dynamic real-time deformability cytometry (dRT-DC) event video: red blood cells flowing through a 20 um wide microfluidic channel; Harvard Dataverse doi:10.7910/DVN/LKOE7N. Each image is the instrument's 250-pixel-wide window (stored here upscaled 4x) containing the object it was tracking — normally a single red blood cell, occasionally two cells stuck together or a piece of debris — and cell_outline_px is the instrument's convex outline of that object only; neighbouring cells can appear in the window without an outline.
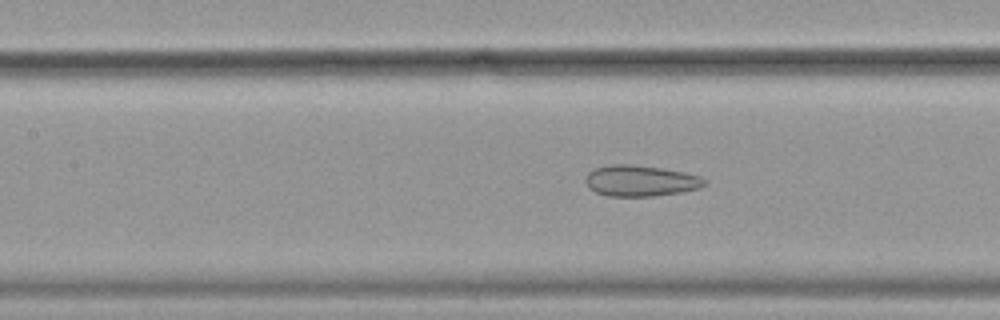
{"species": "common noctule bat (a hibernating species)", "species_latin": "Nyctalus noctula", "temperature_condition": "cold", "stored_images_in_passage": 55, "camera_frame_rate_fps": 3000, "um_per_image_px": 0.085, "animal": {"sex": "female", "body_mass_g": 19.9}, "frame": {"image": 1, "passage_image": 24, "time_ms": 7.667, "image_size_px": [1000, 320], "cell_outline_px": [[708, 184], [700, 188], [680, 192], [652, 196], [608, 196], [596, 192], [588, 188], [584, 180], [588, 172], [596, 168], [612, 164], [632, 164], [660, 168], [684, 172], [700, 176]], "centroid_in_image_um": [54.42, 15.37], "position_along_channel_um": 153.0, "area_um2": 21.5}}
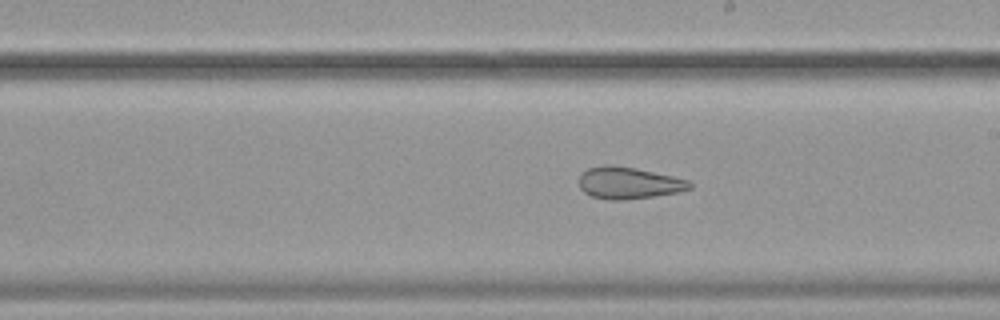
{"frame": {"image": 2, "passage_image": 31, "time_ms": 10.0, "image_size_px": [1000, 320], "cell_outline_px": [[692, 188], [680, 192], [624, 200], [612, 200], [592, 196], [584, 192], [580, 188], [580, 176], [588, 168], [604, 164], [612, 164], [636, 168], [672, 176], [688, 180], [692, 184]], "centroid_in_image_um": [53.44, 15.54], "position_along_channel_um": 235.6, "area_um2": 20.46}}
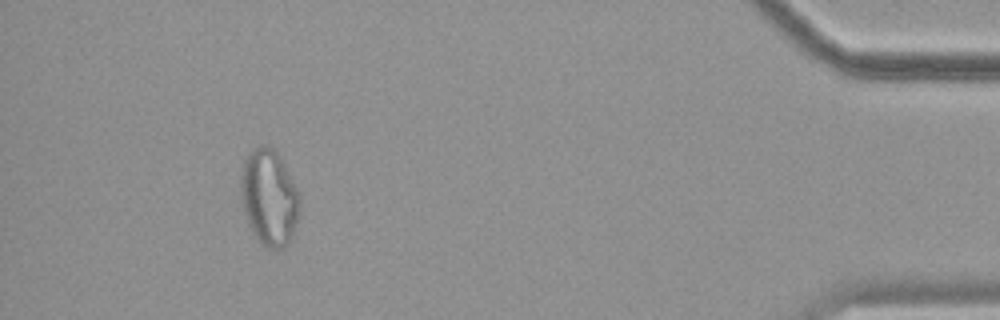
{"frame": {"image": 3, "passage_image": 51, "time_ms": 16.667, "image_size_px": [1000, 320], "cell_outline_px": [[300, 216], [292, 236], [288, 244], [284, 248], [268, 248], [260, 244], [252, 232], [244, 212], [240, 196], [240, 176], [244, 160], [248, 152], [260, 144], [264, 144], [272, 148], [276, 152], [300, 192]], "centroid_in_image_um": [22.88, 16.8], "position_along_channel_um": 412.3, "area_um2": 33.52}, "authors_computed_cell_mechanics": {"area_um2": 27.5706, "velocity_mm_per_s": 3.5619, "shape_relaxation_time_tau1_ms": null, "shape_relaxation_time_tau2_ms": 2.3974, "deformation_change_tau1": null, "deformation_change_tau2": 0.0815}}